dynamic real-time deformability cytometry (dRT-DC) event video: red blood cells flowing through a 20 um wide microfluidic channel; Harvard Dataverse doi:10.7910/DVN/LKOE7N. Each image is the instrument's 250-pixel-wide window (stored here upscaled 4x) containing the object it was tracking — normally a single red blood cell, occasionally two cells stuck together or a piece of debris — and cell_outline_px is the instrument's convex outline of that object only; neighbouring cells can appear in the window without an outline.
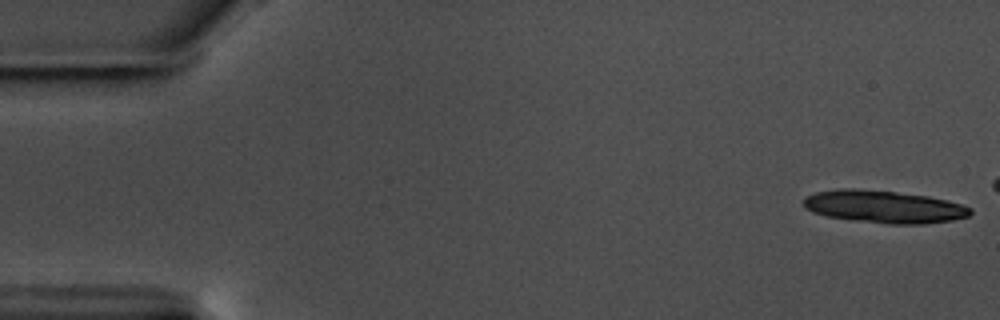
{"species": "common noctule bat (a hibernating species)", "species_latin": "Nyctalus noctula", "temperature_condition": "warm", "stored_images_in_passage": 15, "camera_frame_rate_fps": 3000, "um_per_image_px": 0.085, "animal": {"sex": "male", "body_mass_g": 17.5, "forearm_length_mm": 52.3}, "frame": {"image": 1, "passage_image": 1, "time_ms": 0.0, "image_size_px": [1000, 320], "cell_outline_px": [[972, 212], [968, 216], [952, 220], [924, 224], [888, 224], [856, 220], [828, 216], [812, 212], [804, 208], [804, 196], [816, 192], [840, 188], [860, 188], [896, 192], [928, 196], [960, 204], [972, 208]], "centroid_in_image_um": [75.11, 17.56], "position_along_channel_um": 9.9, "area_um2": 31.56}}